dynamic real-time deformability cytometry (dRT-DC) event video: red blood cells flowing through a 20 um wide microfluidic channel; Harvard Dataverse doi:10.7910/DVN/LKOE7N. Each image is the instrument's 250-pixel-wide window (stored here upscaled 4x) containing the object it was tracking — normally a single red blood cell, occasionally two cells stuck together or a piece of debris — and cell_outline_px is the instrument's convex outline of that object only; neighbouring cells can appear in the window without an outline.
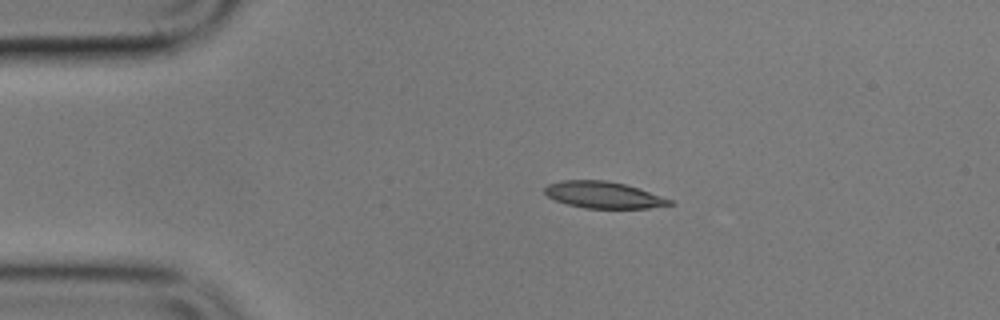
{"species": "common noctule bat (a hibernating species)", "species_latin": "Nyctalus noctula", "temperature_condition": "cold", "stored_images_in_passage": 9, "camera_frame_rate_fps": 3000, "um_per_image_px": 0.085, "animal": {"sex": "male", "body_mass_g": 17.9}, "frame": {"image": 1, "passage_image": 3, "time_ms": 2.667, "image_size_px": [1000, 320], "cell_outline_px": [[676, 204], [648, 208], [584, 208], [568, 204], [556, 200], [548, 196], [544, 192], [544, 188], [548, 184], [564, 180], [604, 180], [624, 184], [672, 200]], "centroid_in_image_um": [51.28, 16.57], "position_along_channel_um": 33.7, "area_um2": 19.07}}
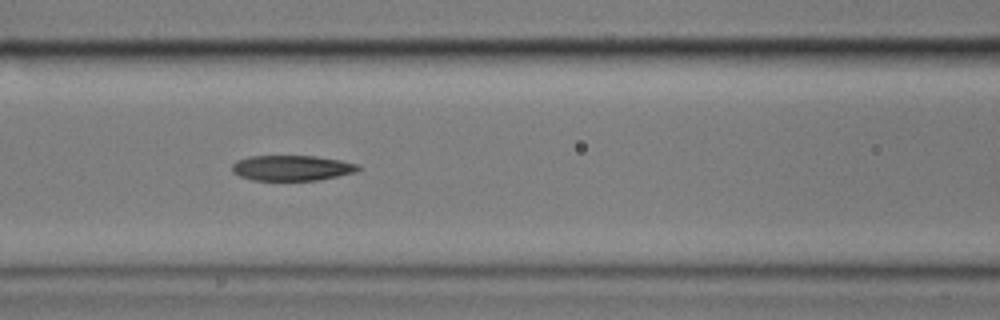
{"frame": {"image": 2, "passage_image": 7, "time_ms": 7.0, "image_size_px": [1000, 320], "cell_outline_px": [[360, 168], [356, 172], [316, 180], [252, 180], [240, 176], [232, 172], [232, 164], [236, 160], [248, 156], [316, 156], [340, 160], [360, 164]], "centroid_in_image_um": [24.79, 14.27], "position_along_channel_um": 141.8, "area_um2": 18.67}}
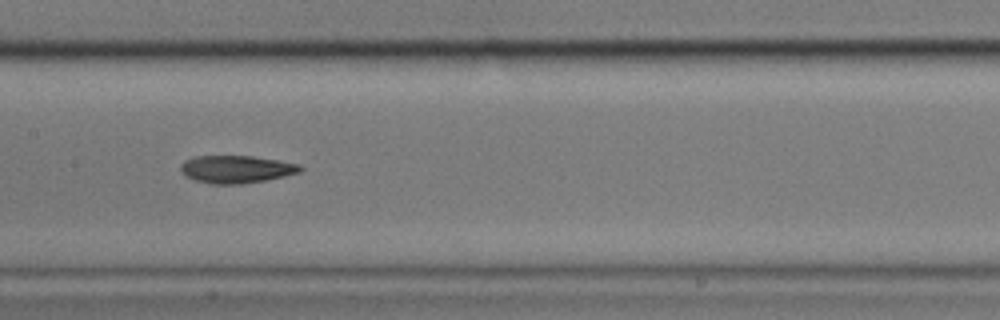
{"frame": {"image": 3, "passage_image": 8, "time_ms": 8.333, "image_size_px": [1000, 320], "cell_outline_px": [[304, 168], [300, 172], [284, 176], [264, 180], [240, 184], [212, 184], [196, 180], [184, 176], [180, 172], [180, 164], [184, 160], [196, 156], [252, 156], [280, 160], [300, 164]], "centroid_in_image_um": [20.07, 14.38], "position_along_channel_um": 187.3, "area_um2": 19.36}}